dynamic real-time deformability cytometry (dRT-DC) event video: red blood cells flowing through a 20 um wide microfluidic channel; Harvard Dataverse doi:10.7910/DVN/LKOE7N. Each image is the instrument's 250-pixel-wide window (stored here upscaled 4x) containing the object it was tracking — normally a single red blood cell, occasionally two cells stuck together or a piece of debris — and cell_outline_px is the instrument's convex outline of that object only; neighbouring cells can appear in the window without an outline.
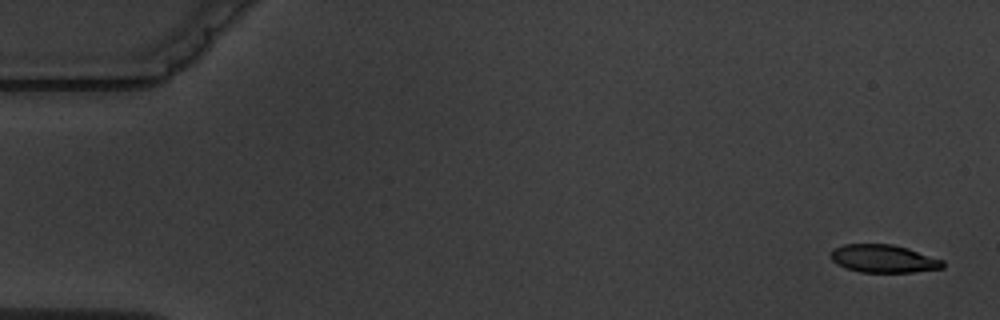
{"species": "common noctule bat (a hibernating species)", "species_latin": "Nyctalus noctula", "temperature_condition": "warm", "stored_images_in_passage": 5, "camera_frame_rate_fps": 3000, "um_per_image_px": 0.085, "animal": {"sex": "male", "body_mass_g": 19.5, "forearm_length_mm": 54.6}, "frame": {"image": 1, "passage_image": 1, "time_ms": 0.0, "image_size_px": [1000, 320], "cell_outline_px": [[944, 268], [912, 272], [860, 272], [844, 268], [836, 264], [828, 256], [836, 248], [844, 244], [892, 244], [908, 248], [944, 260]], "centroid_in_image_um": [75.1, 21.99], "position_along_channel_um": 9.9, "area_um2": 18.32}}
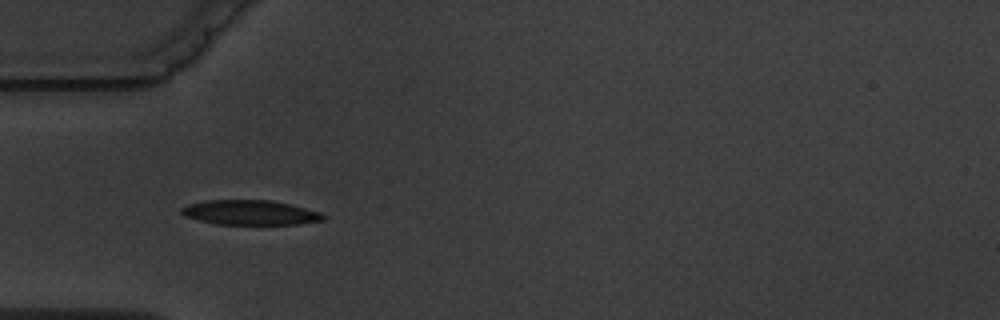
{"frame": {"image": 2, "passage_image": 4, "time_ms": 5.333, "image_size_px": [1000, 320], "cell_outline_px": [[328, 216], [324, 220], [300, 224], [220, 224], [200, 220], [184, 216], [180, 212], [180, 208], [188, 204], [204, 200], [272, 200], [292, 204], [320, 212]], "centroid_in_image_um": [21.3, 18.06], "position_along_channel_um": 63.7, "area_um2": 20.58}}
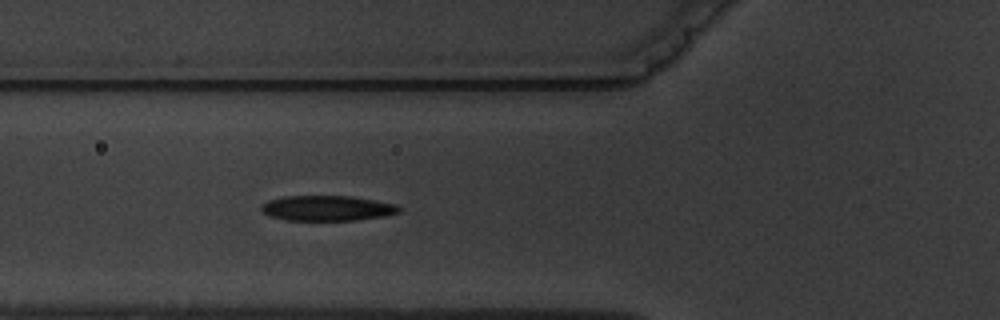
{"frame": {"image": 3, "passage_image": 5, "time_ms": 6.333, "image_size_px": [1000, 320], "cell_outline_px": [[400, 212], [384, 216], [356, 220], [284, 220], [268, 216], [260, 208], [268, 200], [284, 196], [352, 196], [376, 200], [396, 204], [400, 208]], "centroid_in_image_um": [27.81, 17.69], "position_along_channel_um": 98.0, "area_um2": 20.29}}